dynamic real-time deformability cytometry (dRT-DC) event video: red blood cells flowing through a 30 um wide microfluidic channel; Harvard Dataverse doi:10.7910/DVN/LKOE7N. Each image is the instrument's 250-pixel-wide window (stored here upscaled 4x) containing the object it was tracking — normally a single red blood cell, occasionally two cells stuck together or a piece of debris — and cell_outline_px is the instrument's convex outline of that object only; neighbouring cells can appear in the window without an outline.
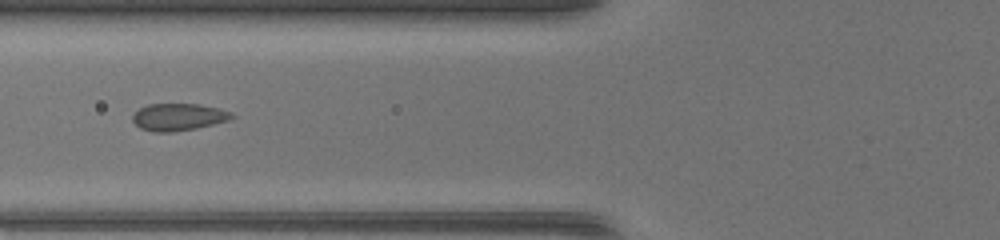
{"species": "common noctule bat (a hibernating species)", "species_latin": "Nyctalus noctula", "temperature_condition": "warm", "stored_images_in_passage": 39, "segment_of_instrument_passage": [2, 2], "camera_frame_rate_fps": 3000, "um_per_image_px": 0.085, "animal": {"sex": "female", "body_mass_g": 17.0, "forearm_length_mm": 48.0}, "frame": {"image": 1, "passage_image": 12, "time_ms": 3.667, "image_size_px": [1000, 240], "cell_outline_px": [[236, 116], [212, 124], [196, 128], [172, 132], [156, 132], [140, 128], [132, 120], [132, 116], [140, 108], [148, 104], [200, 104], [216, 108], [228, 112]], "centroid_in_image_um": [15.1, 9.94], "position_along_channel_um": 110.7, "area_um2": 15.32}}
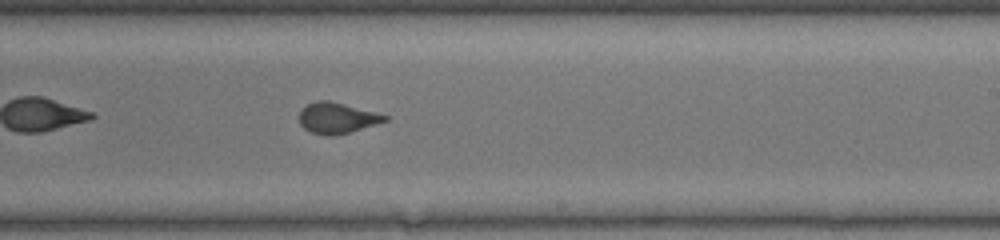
{"frame": {"image": 2, "passage_image": 22, "time_ms": 7.0, "image_size_px": [1000, 240], "cell_outline_px": [[388, 120], [336, 136], [324, 136], [312, 132], [304, 128], [300, 124], [300, 112], [308, 104], [316, 100], [328, 100], [344, 104], [388, 116]], "centroid_in_image_um": [28.62, 10.04], "position_along_channel_um": 260.4, "area_um2": 15.09}}
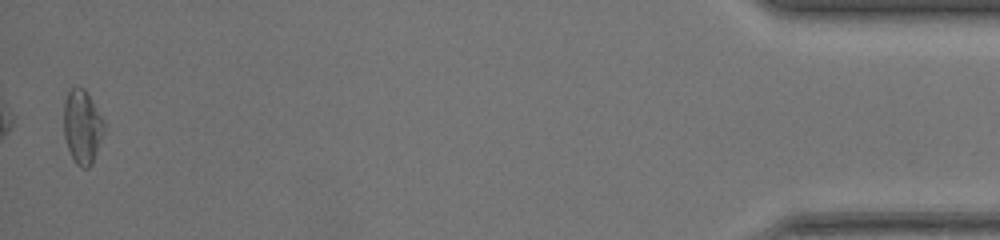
{"frame": {"image": 3, "passage_image": 39, "time_ms": 12.667, "image_size_px": [1000, 240], "cell_outline_px": [[104, 128], [92, 164], [88, 168], [84, 168], [76, 164], [68, 148], [64, 136], [64, 100], [68, 92], [72, 88], [84, 88], [104, 120]], "centroid_in_image_um": [6.98, 10.77], "position_along_channel_um": 428.2, "area_um2": 16.99}}